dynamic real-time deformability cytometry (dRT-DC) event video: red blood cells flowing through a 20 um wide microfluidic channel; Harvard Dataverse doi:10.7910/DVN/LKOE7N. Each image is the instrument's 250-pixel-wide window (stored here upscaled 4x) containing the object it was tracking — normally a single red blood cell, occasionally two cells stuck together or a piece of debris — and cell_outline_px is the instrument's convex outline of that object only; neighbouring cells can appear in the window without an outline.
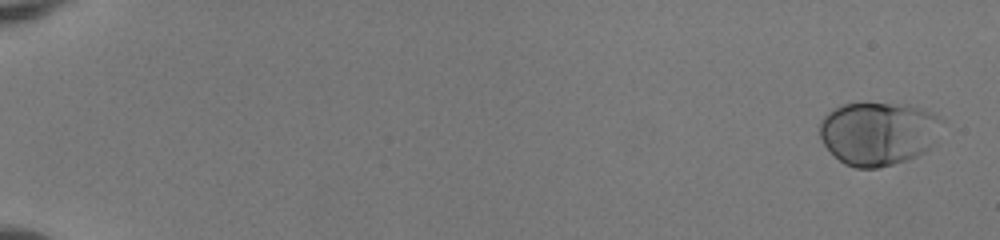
{"species": "human", "species_latin": "Homo sapiens", "temperature_condition": "room temperature", "stored_images_in_passage": 54, "camera_frame_rate_fps": 3000, "um_per_image_px": 0.085, "donor": {"sex": "female"}, "frame": {"image": 1, "passage_image": 3, "time_ms": 0.667, "image_size_px": [1000, 240], "cell_outline_px": [[944, 120], [928, 148], [924, 152], [908, 160], [876, 168], [856, 168], [844, 164], [824, 144], [820, 136], [820, 120], [832, 108], [844, 104], [908, 104], [920, 108], [940, 116]], "centroid_in_image_um": [74.64, 11.33], "position_along_channel_um": 10.4, "area_um2": 44.8}}
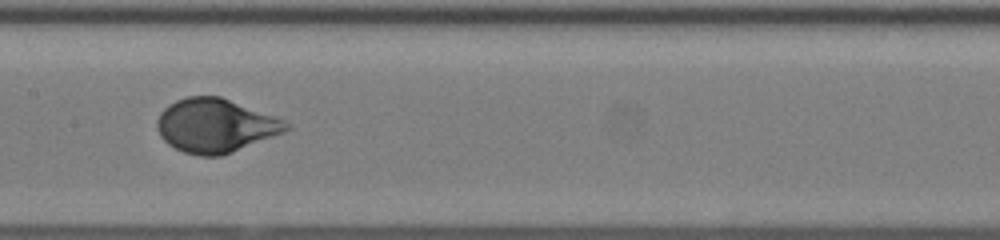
{"frame": {"image": 2, "passage_image": 31, "time_ms": 10.0, "image_size_px": [1000, 240], "cell_outline_px": [[292, 128], [284, 132], [232, 152], [220, 156], [200, 156], [184, 152], [168, 144], [160, 136], [156, 128], [156, 120], [160, 112], [168, 104], [176, 100], [188, 96], [220, 96], [276, 116], [292, 124]], "centroid_in_image_um": [18.31, 10.66], "position_along_channel_um": 189.1, "area_um2": 40.63}}
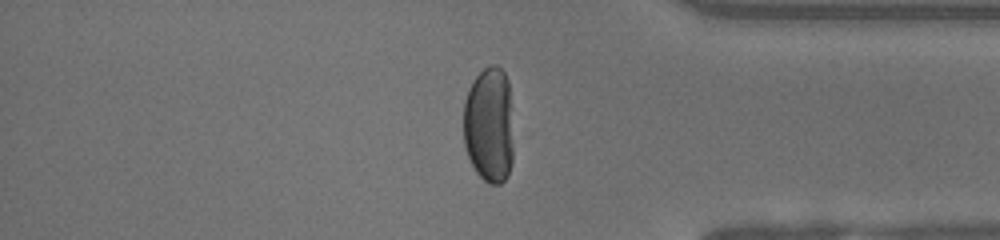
{"frame": {"image": 3, "passage_image": 47, "time_ms": 15.333, "image_size_px": [1000, 240], "cell_outline_px": [[512, 160], [508, 176], [500, 184], [488, 184], [476, 172], [468, 156], [464, 144], [464, 100], [468, 88], [472, 80], [484, 68], [492, 64], [496, 64], [504, 72], [508, 80], [512, 144]], "centroid_in_image_um": [41.55, 10.62], "position_along_channel_um": 393.6, "area_um2": 33.87}}